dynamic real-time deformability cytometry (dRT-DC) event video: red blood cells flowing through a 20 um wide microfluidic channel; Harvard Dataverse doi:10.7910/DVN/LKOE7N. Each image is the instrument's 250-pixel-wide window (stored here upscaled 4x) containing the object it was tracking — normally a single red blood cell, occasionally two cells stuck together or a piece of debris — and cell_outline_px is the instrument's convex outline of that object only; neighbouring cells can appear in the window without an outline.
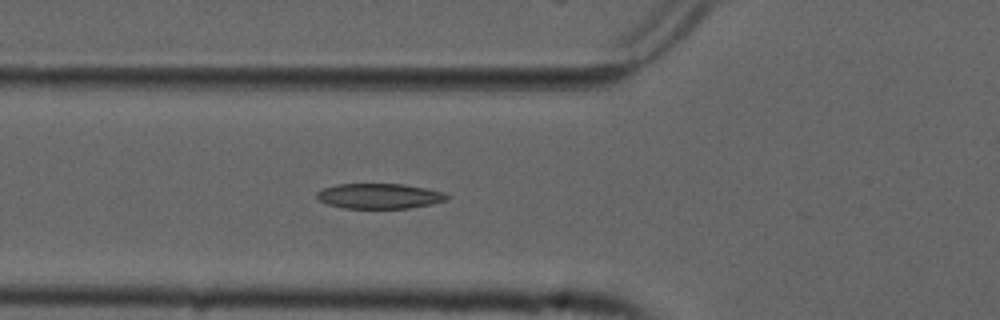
{"species": "common noctule bat (a hibernating species)", "species_latin": "Nyctalus noctula", "temperature_condition": "cold", "stored_images_in_passage": 6, "camera_frame_rate_fps": 3000, "um_per_image_px": 0.085, "animal": {"sex": "male", "forearm_length_mm": 52.5}, "frame": {"image": 1, "passage_image": 6, "time_ms": 1.667, "image_size_px": [1000, 320], "cell_outline_px": [[448, 200], [432, 204], [408, 208], [344, 208], [328, 204], [320, 200], [316, 196], [316, 192], [324, 188], [336, 184], [404, 184], [428, 188], [444, 192], [448, 196]], "centroid_in_image_um": [32.27, 16.66], "position_along_channel_um": 93.5, "area_um2": 19.13}}